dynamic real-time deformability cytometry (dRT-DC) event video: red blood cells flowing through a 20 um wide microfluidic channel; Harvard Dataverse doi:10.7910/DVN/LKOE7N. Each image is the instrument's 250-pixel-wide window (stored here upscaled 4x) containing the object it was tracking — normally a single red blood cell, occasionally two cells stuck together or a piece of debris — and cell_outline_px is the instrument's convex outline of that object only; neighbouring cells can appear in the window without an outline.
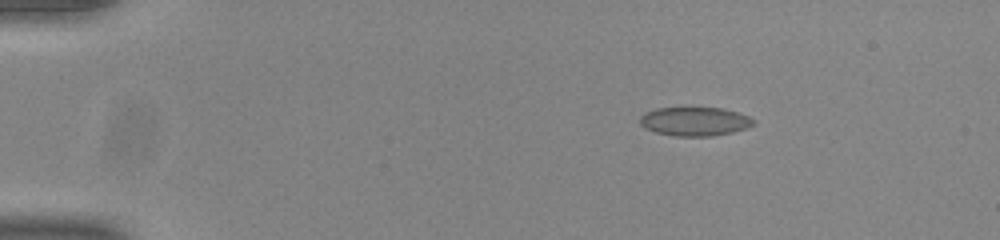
{"species": "common noctule bat (a hibernating species)", "species_latin": "Nyctalus noctula", "temperature_condition": "room temperature", "stored_images_in_passage": 54, "camera_frame_rate_fps": 3000, "um_per_image_px": 0.085, "animal": {"sex": "male", "body_mass_g": 20.0, "forearm_length_mm": 53.3}, "frame": {"image": 1, "passage_image": 9, "time_ms": 2.667, "image_size_px": [1000, 240], "cell_outline_px": [[748, 124], [740, 128], [724, 132], [700, 136], [692, 136], [660, 132], [644, 124], [644, 116], [652, 112], [664, 108], [716, 108], [732, 112], [744, 116], [748, 120]], "centroid_in_image_um": [59.02, 10.29], "position_along_channel_um": 26.0, "area_um2": 16.47}}
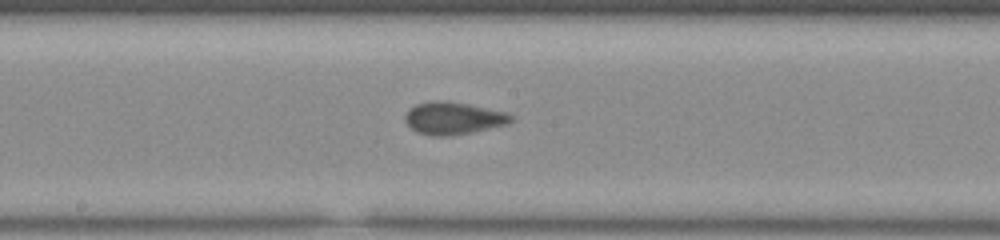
{"frame": {"image": 2, "passage_image": 30, "time_ms": 9.667, "image_size_px": [1000, 240], "cell_outline_px": [[508, 120], [496, 124], [464, 132], [424, 132], [412, 128], [408, 124], [408, 112], [412, 108], [420, 104], [460, 104], [496, 112], [508, 116]], "centroid_in_image_um": [38.39, 10.03], "position_along_channel_um": 209.8, "area_um2": 15.9}}
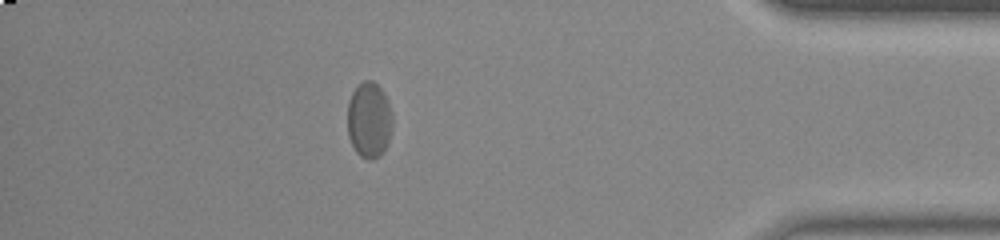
{"frame": {"image": 3, "passage_image": 48, "time_ms": 15.667, "image_size_px": [1000, 240], "cell_outline_px": [[384, 144], [380, 152], [376, 156], [364, 156], [352, 144], [348, 132], [348, 104], [356, 88], [360, 84], [376, 84], [380, 92], [384, 104]], "centroid_in_image_um": [31.17, 10.19], "position_along_channel_um": 404.0, "area_um2": 16.13}}